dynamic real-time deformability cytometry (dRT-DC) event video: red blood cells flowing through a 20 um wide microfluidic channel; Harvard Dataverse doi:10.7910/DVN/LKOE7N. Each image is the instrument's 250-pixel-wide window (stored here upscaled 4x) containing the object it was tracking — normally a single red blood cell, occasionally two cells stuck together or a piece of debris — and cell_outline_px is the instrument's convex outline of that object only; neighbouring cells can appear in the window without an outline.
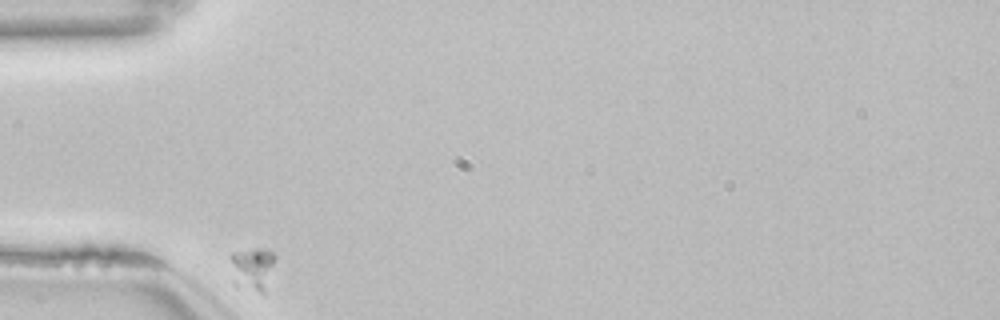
{"species": "common noctule bat (a hibernating species)", "species_latin": "Nyctalus noctula", "temperature_condition": "room temperature", "stored_images_in_passage": 34, "camera_frame_rate_fps": 3000, "um_per_image_px": 0.085, "animal": {"sex": "female", "body_mass_g": 22.7, "forearm_length_mm": 54.2}, "frame": {"image": 1, "passage_image": 1, "time_ms": 0.0, "image_size_px": [1000, 320], "cell_outline_px": [[276, 256], [264, 292], [260, 292], [236, 288], [232, 284], [232, 252], [256, 248], [268, 248]], "centroid_in_image_um": [21.43, 22.84], "position_along_channel_um": 63.6, "area_um2": 11.33}}
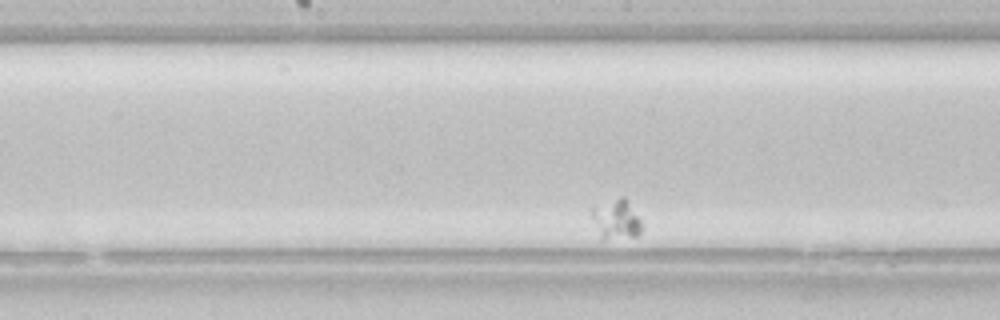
{"frame": {"image": 2, "passage_image": 16, "time_ms": 5.0, "image_size_px": [1000, 320], "cell_outline_px": [[644, 228], [636, 236], [600, 240], [592, 216], [592, 204], [620, 196], [624, 196], [640, 220]], "centroid_in_image_um": [52.34, 18.62], "position_along_channel_um": 195.9, "area_um2": 11.85}}